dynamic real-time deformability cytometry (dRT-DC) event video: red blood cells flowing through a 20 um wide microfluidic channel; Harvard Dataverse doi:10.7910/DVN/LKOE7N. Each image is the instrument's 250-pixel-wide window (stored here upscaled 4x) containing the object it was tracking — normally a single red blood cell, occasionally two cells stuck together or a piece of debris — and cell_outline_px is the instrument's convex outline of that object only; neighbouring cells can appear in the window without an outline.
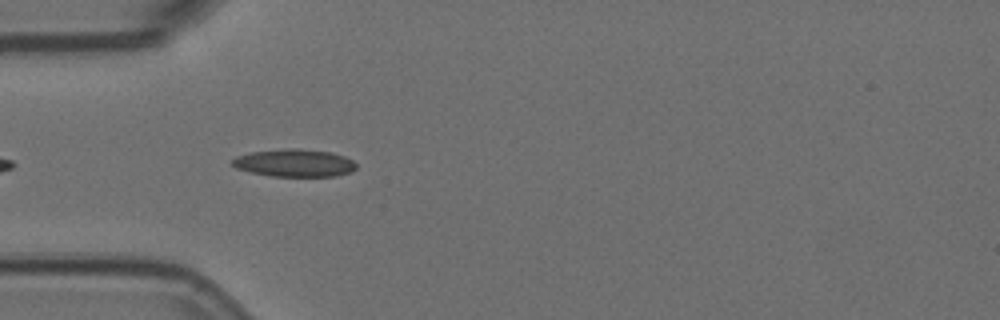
{"species": "Egyptian fruit bat (a non-hibernating species)", "species_latin": "Rousettus aegyptiacus", "temperature_condition": "room temperature", "stored_images_in_passage": 8, "camera_frame_rate_fps": 3000, "um_per_image_px": 0.085, "animal": {"sex": "female"}, "frame": {"image": 1, "passage_image": 4, "time_ms": 1.0, "image_size_px": [1000, 320], "cell_outline_px": [[356, 168], [352, 172], [336, 176], [272, 176], [252, 172], [236, 168], [232, 164], [232, 160], [236, 156], [252, 152], [284, 148], [300, 148], [332, 152], [344, 156], [352, 160], [356, 164]], "centroid_in_image_um": [25.06, 13.84], "position_along_channel_um": 59.9, "area_um2": 20.0}}
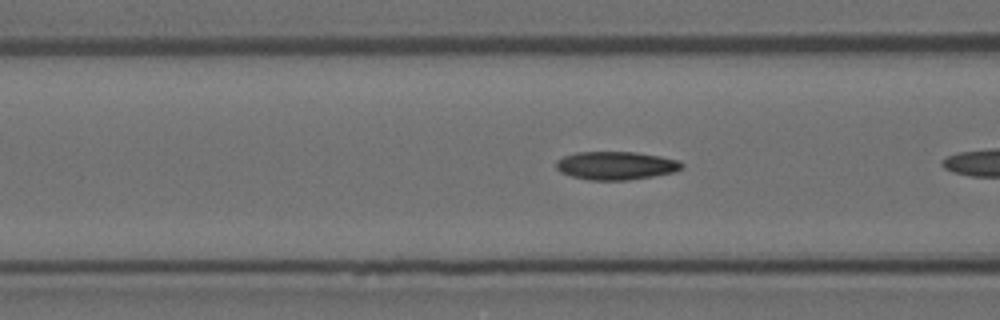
{"frame": {"image": 2, "passage_image": 6, "time_ms": 1.667, "image_size_px": [1000, 320], "cell_outline_px": [[684, 164], [676, 172], [628, 180], [588, 180], [572, 176], [560, 172], [556, 168], [556, 160], [564, 156], [576, 152], [636, 152], [660, 156], [680, 160]], "centroid_in_image_um": [52.35, 14.07], "position_along_channel_um": 114.2, "area_um2": 20.75}}